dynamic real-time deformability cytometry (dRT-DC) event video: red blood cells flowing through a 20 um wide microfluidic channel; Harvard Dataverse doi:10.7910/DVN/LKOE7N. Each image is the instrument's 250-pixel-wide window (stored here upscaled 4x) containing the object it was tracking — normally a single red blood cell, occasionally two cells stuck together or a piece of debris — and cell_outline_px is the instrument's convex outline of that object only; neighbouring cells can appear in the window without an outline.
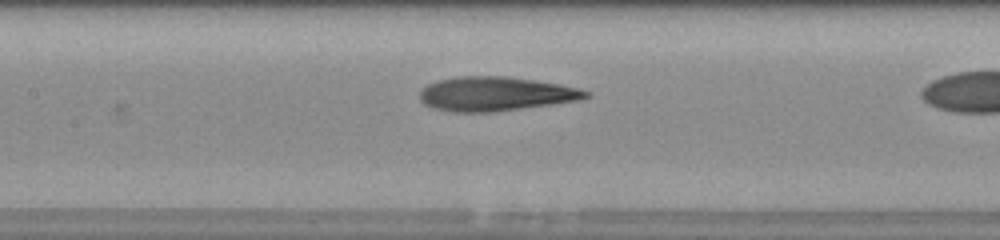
{"species": "human", "species_latin": "Homo sapiens", "temperature_condition": "room temperature", "stored_images_in_passage": 28, "camera_frame_rate_fps": 3000, "um_per_image_px": 0.085, "donor": {"sex": "male"}, "frame": {"image": 1, "passage_image": 12, "time_ms": 3.667, "image_size_px": [1000, 240], "cell_outline_px": [[592, 96], [580, 100], [496, 112], [452, 112], [432, 108], [424, 104], [420, 100], [420, 88], [436, 80], [456, 76], [508, 76], [536, 80], [560, 84], [592, 92]], "centroid_in_image_um": [42.11, 7.98], "position_along_channel_um": 165.3, "area_um2": 33.52}}
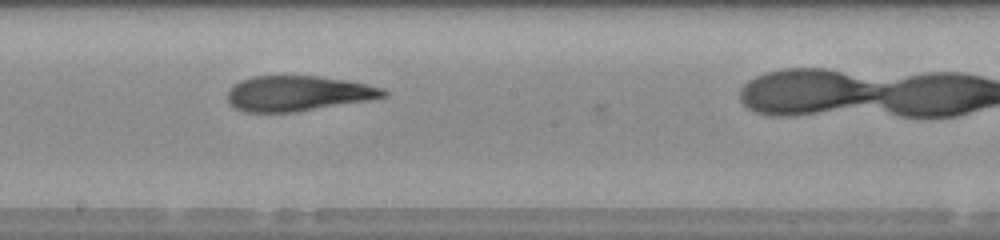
{"frame": {"image": 2, "passage_image": 16, "time_ms": 5.0, "image_size_px": [1000, 240], "cell_outline_px": [[388, 96], [296, 112], [244, 112], [228, 104], [228, 92], [240, 80], [252, 76], [320, 76], [344, 80], [384, 88], [388, 92]], "centroid_in_image_um": [25.3, 7.94], "position_along_channel_um": 222.9, "area_um2": 31.73}}
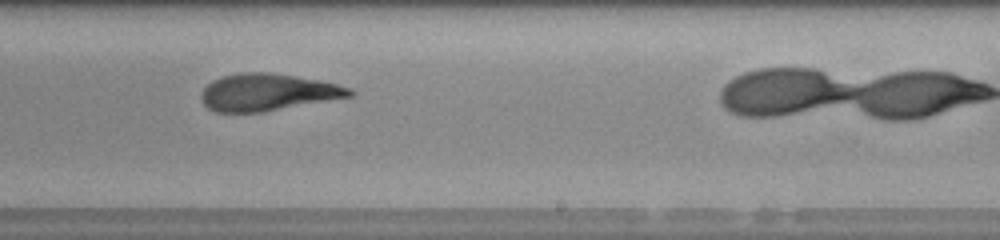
{"frame": {"image": 3, "passage_image": 19, "time_ms": 6.0, "image_size_px": [1000, 240], "cell_outline_px": [[356, 92], [352, 96], [264, 112], [216, 112], [208, 108], [204, 104], [200, 96], [204, 88], [212, 80], [220, 76], [240, 72], [268, 72], [320, 80], [352, 88]], "centroid_in_image_um": [22.75, 7.84], "position_along_channel_um": 266.3, "area_um2": 32.14}}